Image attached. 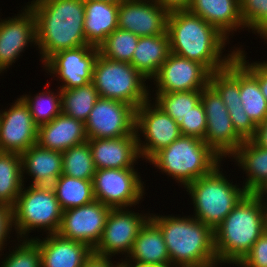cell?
I'll return each instance as SVG.
<instances>
[{
    "label": "cell",
    "instance_id": "6da1fadb",
    "mask_svg": "<svg viewBox=\"0 0 267 267\" xmlns=\"http://www.w3.org/2000/svg\"><path fill=\"white\" fill-rule=\"evenodd\" d=\"M166 31L170 53L198 62L210 73L224 69L237 52L236 48L222 58V49L228 38L189 10L170 12Z\"/></svg>",
    "mask_w": 267,
    "mask_h": 267
},
{
    "label": "cell",
    "instance_id": "7a4b0ae2",
    "mask_svg": "<svg viewBox=\"0 0 267 267\" xmlns=\"http://www.w3.org/2000/svg\"><path fill=\"white\" fill-rule=\"evenodd\" d=\"M28 6L35 16L42 63L59 51L89 45L84 35L83 0H33Z\"/></svg>",
    "mask_w": 267,
    "mask_h": 267
},
{
    "label": "cell",
    "instance_id": "3957f363",
    "mask_svg": "<svg viewBox=\"0 0 267 267\" xmlns=\"http://www.w3.org/2000/svg\"><path fill=\"white\" fill-rule=\"evenodd\" d=\"M151 215L163 235L170 263L175 267H210L219 264L214 231L194 217Z\"/></svg>",
    "mask_w": 267,
    "mask_h": 267
},
{
    "label": "cell",
    "instance_id": "277c9868",
    "mask_svg": "<svg viewBox=\"0 0 267 267\" xmlns=\"http://www.w3.org/2000/svg\"><path fill=\"white\" fill-rule=\"evenodd\" d=\"M263 233V198L247 193L214 230L218 263L237 265Z\"/></svg>",
    "mask_w": 267,
    "mask_h": 267
},
{
    "label": "cell",
    "instance_id": "5b68a950",
    "mask_svg": "<svg viewBox=\"0 0 267 267\" xmlns=\"http://www.w3.org/2000/svg\"><path fill=\"white\" fill-rule=\"evenodd\" d=\"M220 161L204 140L190 136H181L149 160L184 187L211 173Z\"/></svg>",
    "mask_w": 267,
    "mask_h": 267
},
{
    "label": "cell",
    "instance_id": "8992f818",
    "mask_svg": "<svg viewBox=\"0 0 267 267\" xmlns=\"http://www.w3.org/2000/svg\"><path fill=\"white\" fill-rule=\"evenodd\" d=\"M218 165L211 173L189 183L185 188L194 204V218L213 231L248 193L244 186L233 185Z\"/></svg>",
    "mask_w": 267,
    "mask_h": 267
},
{
    "label": "cell",
    "instance_id": "52a82bcc",
    "mask_svg": "<svg viewBox=\"0 0 267 267\" xmlns=\"http://www.w3.org/2000/svg\"><path fill=\"white\" fill-rule=\"evenodd\" d=\"M146 80L128 62L105 58L100 53L95 60L92 84L100 98L122 101L137 109L151 98Z\"/></svg>",
    "mask_w": 267,
    "mask_h": 267
},
{
    "label": "cell",
    "instance_id": "ba28073f",
    "mask_svg": "<svg viewBox=\"0 0 267 267\" xmlns=\"http://www.w3.org/2000/svg\"><path fill=\"white\" fill-rule=\"evenodd\" d=\"M23 189L24 186L12 207L13 227L17 230V238L26 239V234L34 228L45 229L48 234L57 233L63 210L52 186L30 185L27 190Z\"/></svg>",
    "mask_w": 267,
    "mask_h": 267
},
{
    "label": "cell",
    "instance_id": "9c48e42d",
    "mask_svg": "<svg viewBox=\"0 0 267 267\" xmlns=\"http://www.w3.org/2000/svg\"><path fill=\"white\" fill-rule=\"evenodd\" d=\"M206 114L205 143L222 159L232 155L244 139L235 131L229 111L218 92L208 84L201 90Z\"/></svg>",
    "mask_w": 267,
    "mask_h": 267
},
{
    "label": "cell",
    "instance_id": "30bf717a",
    "mask_svg": "<svg viewBox=\"0 0 267 267\" xmlns=\"http://www.w3.org/2000/svg\"><path fill=\"white\" fill-rule=\"evenodd\" d=\"M140 178L134 168L98 169L92 179L95 200L111 208H131L143 198Z\"/></svg>",
    "mask_w": 267,
    "mask_h": 267
},
{
    "label": "cell",
    "instance_id": "8fae6325",
    "mask_svg": "<svg viewBox=\"0 0 267 267\" xmlns=\"http://www.w3.org/2000/svg\"><path fill=\"white\" fill-rule=\"evenodd\" d=\"M150 101L147 100L136 109L135 123L139 154L146 161L182 136L175 120L156 104L151 105ZM138 131L144 135L146 143H141Z\"/></svg>",
    "mask_w": 267,
    "mask_h": 267
},
{
    "label": "cell",
    "instance_id": "7c38bea8",
    "mask_svg": "<svg viewBox=\"0 0 267 267\" xmlns=\"http://www.w3.org/2000/svg\"><path fill=\"white\" fill-rule=\"evenodd\" d=\"M136 109L122 101L99 98L85 124L88 139H109L136 134Z\"/></svg>",
    "mask_w": 267,
    "mask_h": 267
},
{
    "label": "cell",
    "instance_id": "4fadbf2b",
    "mask_svg": "<svg viewBox=\"0 0 267 267\" xmlns=\"http://www.w3.org/2000/svg\"><path fill=\"white\" fill-rule=\"evenodd\" d=\"M111 207L98 200L84 206L64 210L58 234L84 243L94 249L101 240Z\"/></svg>",
    "mask_w": 267,
    "mask_h": 267
},
{
    "label": "cell",
    "instance_id": "5bb4252c",
    "mask_svg": "<svg viewBox=\"0 0 267 267\" xmlns=\"http://www.w3.org/2000/svg\"><path fill=\"white\" fill-rule=\"evenodd\" d=\"M149 218L150 216L132 212L127 208H111L101 240L93 249V253L106 257L121 252L128 255L140 229Z\"/></svg>",
    "mask_w": 267,
    "mask_h": 267
},
{
    "label": "cell",
    "instance_id": "9a60e30c",
    "mask_svg": "<svg viewBox=\"0 0 267 267\" xmlns=\"http://www.w3.org/2000/svg\"><path fill=\"white\" fill-rule=\"evenodd\" d=\"M99 54V48L84 45L74 49H66L52 55L44 67L48 72L64 84L60 89H70L87 85L92 82L93 67Z\"/></svg>",
    "mask_w": 267,
    "mask_h": 267
},
{
    "label": "cell",
    "instance_id": "2e32d148",
    "mask_svg": "<svg viewBox=\"0 0 267 267\" xmlns=\"http://www.w3.org/2000/svg\"><path fill=\"white\" fill-rule=\"evenodd\" d=\"M210 74L202 64L170 53L152 79L156 92L194 91L209 84Z\"/></svg>",
    "mask_w": 267,
    "mask_h": 267
},
{
    "label": "cell",
    "instance_id": "e0dca14e",
    "mask_svg": "<svg viewBox=\"0 0 267 267\" xmlns=\"http://www.w3.org/2000/svg\"><path fill=\"white\" fill-rule=\"evenodd\" d=\"M38 126L20 97L7 111H0V151L22 154L37 143Z\"/></svg>",
    "mask_w": 267,
    "mask_h": 267
},
{
    "label": "cell",
    "instance_id": "ac0fdd59",
    "mask_svg": "<svg viewBox=\"0 0 267 267\" xmlns=\"http://www.w3.org/2000/svg\"><path fill=\"white\" fill-rule=\"evenodd\" d=\"M168 14L155 0H124L119 3L118 28L138 37L162 35Z\"/></svg>",
    "mask_w": 267,
    "mask_h": 267
},
{
    "label": "cell",
    "instance_id": "d6986e66",
    "mask_svg": "<svg viewBox=\"0 0 267 267\" xmlns=\"http://www.w3.org/2000/svg\"><path fill=\"white\" fill-rule=\"evenodd\" d=\"M31 42L37 44L36 21L27 5L15 18L0 21V73L15 63Z\"/></svg>",
    "mask_w": 267,
    "mask_h": 267
},
{
    "label": "cell",
    "instance_id": "ffe728a7",
    "mask_svg": "<svg viewBox=\"0 0 267 267\" xmlns=\"http://www.w3.org/2000/svg\"><path fill=\"white\" fill-rule=\"evenodd\" d=\"M87 142L96 170L134 168V163L140 159L137 134L109 139H88Z\"/></svg>",
    "mask_w": 267,
    "mask_h": 267
},
{
    "label": "cell",
    "instance_id": "44dd1931",
    "mask_svg": "<svg viewBox=\"0 0 267 267\" xmlns=\"http://www.w3.org/2000/svg\"><path fill=\"white\" fill-rule=\"evenodd\" d=\"M39 246L42 267H83L92 255L88 245L60 236L48 234L43 240L31 238Z\"/></svg>",
    "mask_w": 267,
    "mask_h": 267
},
{
    "label": "cell",
    "instance_id": "7402d4cb",
    "mask_svg": "<svg viewBox=\"0 0 267 267\" xmlns=\"http://www.w3.org/2000/svg\"><path fill=\"white\" fill-rule=\"evenodd\" d=\"M87 141L85 124L64 113L38 127L37 144L53 151L63 152Z\"/></svg>",
    "mask_w": 267,
    "mask_h": 267
},
{
    "label": "cell",
    "instance_id": "603a6c76",
    "mask_svg": "<svg viewBox=\"0 0 267 267\" xmlns=\"http://www.w3.org/2000/svg\"><path fill=\"white\" fill-rule=\"evenodd\" d=\"M189 11L215 26L229 38L239 27L245 28L240 11V0H192Z\"/></svg>",
    "mask_w": 267,
    "mask_h": 267
},
{
    "label": "cell",
    "instance_id": "cb8c5ba5",
    "mask_svg": "<svg viewBox=\"0 0 267 267\" xmlns=\"http://www.w3.org/2000/svg\"><path fill=\"white\" fill-rule=\"evenodd\" d=\"M20 156L22 175L27 172L34 177L33 186H52L62 174V152L43 148L36 143Z\"/></svg>",
    "mask_w": 267,
    "mask_h": 267
},
{
    "label": "cell",
    "instance_id": "d4e9b609",
    "mask_svg": "<svg viewBox=\"0 0 267 267\" xmlns=\"http://www.w3.org/2000/svg\"><path fill=\"white\" fill-rule=\"evenodd\" d=\"M84 35L86 42L99 47L118 28L119 4L105 1H84Z\"/></svg>",
    "mask_w": 267,
    "mask_h": 267
},
{
    "label": "cell",
    "instance_id": "484cf974",
    "mask_svg": "<svg viewBox=\"0 0 267 267\" xmlns=\"http://www.w3.org/2000/svg\"><path fill=\"white\" fill-rule=\"evenodd\" d=\"M127 257L133 262L155 265L170 263L161 230L151 218L140 229Z\"/></svg>",
    "mask_w": 267,
    "mask_h": 267
},
{
    "label": "cell",
    "instance_id": "4316f807",
    "mask_svg": "<svg viewBox=\"0 0 267 267\" xmlns=\"http://www.w3.org/2000/svg\"><path fill=\"white\" fill-rule=\"evenodd\" d=\"M170 54L167 31L162 35L139 37L130 64L146 79L153 78Z\"/></svg>",
    "mask_w": 267,
    "mask_h": 267
},
{
    "label": "cell",
    "instance_id": "83f0119b",
    "mask_svg": "<svg viewBox=\"0 0 267 267\" xmlns=\"http://www.w3.org/2000/svg\"><path fill=\"white\" fill-rule=\"evenodd\" d=\"M248 178L243 185L248 193H259L267 184V149L251 139L244 140L232 155Z\"/></svg>",
    "mask_w": 267,
    "mask_h": 267
},
{
    "label": "cell",
    "instance_id": "f1b7e54d",
    "mask_svg": "<svg viewBox=\"0 0 267 267\" xmlns=\"http://www.w3.org/2000/svg\"><path fill=\"white\" fill-rule=\"evenodd\" d=\"M19 153L0 151V203L13 207L24 186Z\"/></svg>",
    "mask_w": 267,
    "mask_h": 267
},
{
    "label": "cell",
    "instance_id": "f546056e",
    "mask_svg": "<svg viewBox=\"0 0 267 267\" xmlns=\"http://www.w3.org/2000/svg\"><path fill=\"white\" fill-rule=\"evenodd\" d=\"M61 209L84 206L95 200L92 180H82L61 174L52 184Z\"/></svg>",
    "mask_w": 267,
    "mask_h": 267
},
{
    "label": "cell",
    "instance_id": "4dcf8cb0",
    "mask_svg": "<svg viewBox=\"0 0 267 267\" xmlns=\"http://www.w3.org/2000/svg\"><path fill=\"white\" fill-rule=\"evenodd\" d=\"M60 91L62 113L85 123L100 98L92 82L75 88L60 89Z\"/></svg>",
    "mask_w": 267,
    "mask_h": 267
},
{
    "label": "cell",
    "instance_id": "1f68e13d",
    "mask_svg": "<svg viewBox=\"0 0 267 267\" xmlns=\"http://www.w3.org/2000/svg\"><path fill=\"white\" fill-rule=\"evenodd\" d=\"M209 84L218 92L227 110L240 107V62L234 59L219 71L212 72Z\"/></svg>",
    "mask_w": 267,
    "mask_h": 267
},
{
    "label": "cell",
    "instance_id": "d6a6232c",
    "mask_svg": "<svg viewBox=\"0 0 267 267\" xmlns=\"http://www.w3.org/2000/svg\"><path fill=\"white\" fill-rule=\"evenodd\" d=\"M240 98L246 114L259 125L267 117V100L258 80L240 63Z\"/></svg>",
    "mask_w": 267,
    "mask_h": 267
},
{
    "label": "cell",
    "instance_id": "836d02e7",
    "mask_svg": "<svg viewBox=\"0 0 267 267\" xmlns=\"http://www.w3.org/2000/svg\"><path fill=\"white\" fill-rule=\"evenodd\" d=\"M62 163V174L70 177L92 180L96 172L88 142L63 151Z\"/></svg>",
    "mask_w": 267,
    "mask_h": 267
},
{
    "label": "cell",
    "instance_id": "e575fe53",
    "mask_svg": "<svg viewBox=\"0 0 267 267\" xmlns=\"http://www.w3.org/2000/svg\"><path fill=\"white\" fill-rule=\"evenodd\" d=\"M155 103L172 117L176 124H182L183 116L201 101V90L180 92H156Z\"/></svg>",
    "mask_w": 267,
    "mask_h": 267
},
{
    "label": "cell",
    "instance_id": "d590c367",
    "mask_svg": "<svg viewBox=\"0 0 267 267\" xmlns=\"http://www.w3.org/2000/svg\"><path fill=\"white\" fill-rule=\"evenodd\" d=\"M139 37L120 28L115 29L98 47L105 58L130 63Z\"/></svg>",
    "mask_w": 267,
    "mask_h": 267
},
{
    "label": "cell",
    "instance_id": "8d00e7d4",
    "mask_svg": "<svg viewBox=\"0 0 267 267\" xmlns=\"http://www.w3.org/2000/svg\"><path fill=\"white\" fill-rule=\"evenodd\" d=\"M59 95H54L52 91L48 89L47 92L38 93L35 97L31 98V95H23L21 98L28 105L30 113L33 117L34 123L39 127L43 124L51 122L56 116H59L61 111V91ZM48 94V95H47Z\"/></svg>",
    "mask_w": 267,
    "mask_h": 267
},
{
    "label": "cell",
    "instance_id": "74e56055",
    "mask_svg": "<svg viewBox=\"0 0 267 267\" xmlns=\"http://www.w3.org/2000/svg\"><path fill=\"white\" fill-rule=\"evenodd\" d=\"M240 11L245 28L267 40V0H240Z\"/></svg>",
    "mask_w": 267,
    "mask_h": 267
},
{
    "label": "cell",
    "instance_id": "f35d334b",
    "mask_svg": "<svg viewBox=\"0 0 267 267\" xmlns=\"http://www.w3.org/2000/svg\"><path fill=\"white\" fill-rule=\"evenodd\" d=\"M20 241L23 242L18 244V247L15 245L16 250L13 249V252L1 262V267H42L38 244L30 238Z\"/></svg>",
    "mask_w": 267,
    "mask_h": 267
},
{
    "label": "cell",
    "instance_id": "ab89813d",
    "mask_svg": "<svg viewBox=\"0 0 267 267\" xmlns=\"http://www.w3.org/2000/svg\"><path fill=\"white\" fill-rule=\"evenodd\" d=\"M179 127L182 136L204 140L207 122L204 106L201 101L183 116L182 124Z\"/></svg>",
    "mask_w": 267,
    "mask_h": 267
},
{
    "label": "cell",
    "instance_id": "60d3db41",
    "mask_svg": "<svg viewBox=\"0 0 267 267\" xmlns=\"http://www.w3.org/2000/svg\"><path fill=\"white\" fill-rule=\"evenodd\" d=\"M240 267H267V235L263 233L250 251L236 265Z\"/></svg>",
    "mask_w": 267,
    "mask_h": 267
},
{
    "label": "cell",
    "instance_id": "b9f144b4",
    "mask_svg": "<svg viewBox=\"0 0 267 267\" xmlns=\"http://www.w3.org/2000/svg\"><path fill=\"white\" fill-rule=\"evenodd\" d=\"M229 116L232 120L235 131L244 139H251L256 132L257 125L246 114L243 105L229 110Z\"/></svg>",
    "mask_w": 267,
    "mask_h": 267
},
{
    "label": "cell",
    "instance_id": "7bdbcfd3",
    "mask_svg": "<svg viewBox=\"0 0 267 267\" xmlns=\"http://www.w3.org/2000/svg\"><path fill=\"white\" fill-rule=\"evenodd\" d=\"M245 56L244 51L237 48L235 58L258 80L260 90L267 100V61L250 64Z\"/></svg>",
    "mask_w": 267,
    "mask_h": 267
},
{
    "label": "cell",
    "instance_id": "ee69618b",
    "mask_svg": "<svg viewBox=\"0 0 267 267\" xmlns=\"http://www.w3.org/2000/svg\"><path fill=\"white\" fill-rule=\"evenodd\" d=\"M13 227L12 207L0 203V251L7 242L8 234ZM7 237V238H6Z\"/></svg>",
    "mask_w": 267,
    "mask_h": 267
},
{
    "label": "cell",
    "instance_id": "f6af8a7d",
    "mask_svg": "<svg viewBox=\"0 0 267 267\" xmlns=\"http://www.w3.org/2000/svg\"><path fill=\"white\" fill-rule=\"evenodd\" d=\"M168 13L173 11L189 10L192 0H155Z\"/></svg>",
    "mask_w": 267,
    "mask_h": 267
},
{
    "label": "cell",
    "instance_id": "bcb514c9",
    "mask_svg": "<svg viewBox=\"0 0 267 267\" xmlns=\"http://www.w3.org/2000/svg\"><path fill=\"white\" fill-rule=\"evenodd\" d=\"M112 257L99 256L95 253L86 260L83 267H117L120 263L118 262L116 265L111 262Z\"/></svg>",
    "mask_w": 267,
    "mask_h": 267
},
{
    "label": "cell",
    "instance_id": "7dc6e473",
    "mask_svg": "<svg viewBox=\"0 0 267 267\" xmlns=\"http://www.w3.org/2000/svg\"><path fill=\"white\" fill-rule=\"evenodd\" d=\"M251 140L259 147L267 149V117L257 125L255 135Z\"/></svg>",
    "mask_w": 267,
    "mask_h": 267
},
{
    "label": "cell",
    "instance_id": "c3c4849f",
    "mask_svg": "<svg viewBox=\"0 0 267 267\" xmlns=\"http://www.w3.org/2000/svg\"><path fill=\"white\" fill-rule=\"evenodd\" d=\"M126 260V261H125ZM124 261L121 260V264L124 267H155V264H149V263H141V262H134V264L132 265V261H130L129 259H125ZM131 262V263H130Z\"/></svg>",
    "mask_w": 267,
    "mask_h": 267
},
{
    "label": "cell",
    "instance_id": "681fc988",
    "mask_svg": "<svg viewBox=\"0 0 267 267\" xmlns=\"http://www.w3.org/2000/svg\"><path fill=\"white\" fill-rule=\"evenodd\" d=\"M262 198H263V232L267 235V200L264 197Z\"/></svg>",
    "mask_w": 267,
    "mask_h": 267
},
{
    "label": "cell",
    "instance_id": "f907efd6",
    "mask_svg": "<svg viewBox=\"0 0 267 267\" xmlns=\"http://www.w3.org/2000/svg\"><path fill=\"white\" fill-rule=\"evenodd\" d=\"M83 1H105V2H110V3H116L119 4L124 0H83Z\"/></svg>",
    "mask_w": 267,
    "mask_h": 267
},
{
    "label": "cell",
    "instance_id": "816d5d0a",
    "mask_svg": "<svg viewBox=\"0 0 267 267\" xmlns=\"http://www.w3.org/2000/svg\"><path fill=\"white\" fill-rule=\"evenodd\" d=\"M261 197L267 194V184L266 186L258 193Z\"/></svg>",
    "mask_w": 267,
    "mask_h": 267
},
{
    "label": "cell",
    "instance_id": "f5cc1de1",
    "mask_svg": "<svg viewBox=\"0 0 267 267\" xmlns=\"http://www.w3.org/2000/svg\"><path fill=\"white\" fill-rule=\"evenodd\" d=\"M155 267H175V266L172 265L171 263H166V264H162V265H156Z\"/></svg>",
    "mask_w": 267,
    "mask_h": 267
},
{
    "label": "cell",
    "instance_id": "db71d44e",
    "mask_svg": "<svg viewBox=\"0 0 267 267\" xmlns=\"http://www.w3.org/2000/svg\"><path fill=\"white\" fill-rule=\"evenodd\" d=\"M117 267H124L121 263Z\"/></svg>",
    "mask_w": 267,
    "mask_h": 267
}]
</instances>
